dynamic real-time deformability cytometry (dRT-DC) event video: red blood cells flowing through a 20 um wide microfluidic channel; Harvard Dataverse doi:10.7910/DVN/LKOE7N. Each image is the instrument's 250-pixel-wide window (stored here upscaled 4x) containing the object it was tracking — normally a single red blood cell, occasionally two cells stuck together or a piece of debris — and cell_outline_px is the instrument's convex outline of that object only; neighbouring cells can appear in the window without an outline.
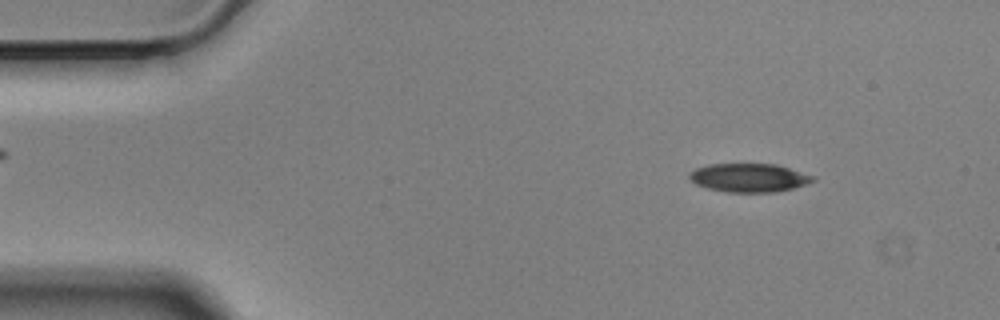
{"species": "Egyptian fruit bat (a non-hibernating species)", "species_latin": "Rousettus aegyptiacus", "temperature_condition": "cold", "stored_images_in_passage": 51, "camera_frame_rate_fps": 3000, "um_per_image_px": 0.085, "animal": {"sex": "male"}, "frame": {"image": 1, "passage_image": 1, "time_ms": 0.0, "image_size_px": [1000, 320], "cell_outline_px": [[816, 180], [808, 184], [796, 188], [776, 192], [728, 192], [708, 188], [696, 184], [688, 176], [688, 172], [696, 168], [708, 164], [776, 164], [816, 176]], "centroid_in_image_um": [63.71, 15.11], "position_along_channel_um": 21.3, "area_um2": 20.75}}
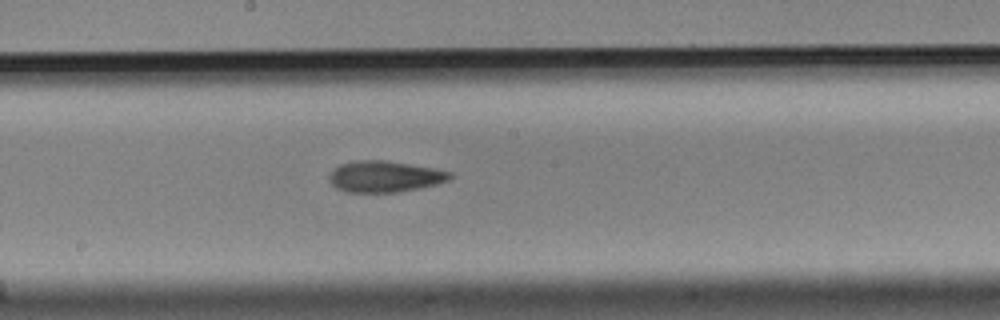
{"frame": {"image": 2, "passage_image": 24, "time_ms": 7.667, "image_size_px": [1000, 320], "cell_outline_px": [[452, 176], [448, 180], [436, 184], [400, 192], [344, 192], [336, 188], [328, 180], [328, 176], [340, 164], [356, 160], [384, 160], [432, 168], [452, 172]], "centroid_in_image_um": [32.67, 15.01], "position_along_channel_um": 215.5, "area_um2": 21.85}}
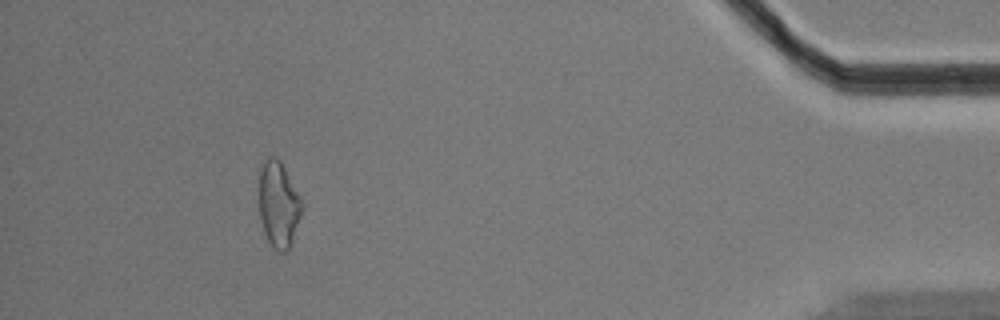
{"frame": {"image": 3, "passage_image": 46, "time_ms": 15.0, "image_size_px": [1000, 320], "cell_outline_px": [[304, 204], [292, 244], [284, 252], [280, 252], [272, 248], [264, 232], [260, 220], [260, 168], [268, 156], [276, 156], [280, 160], [300, 196]], "centroid_in_image_um": [23.69, 17.39], "position_along_channel_um": 411.5, "area_um2": 21.44}, "authors_computed_cell_mechanics": {"area_um2": 21.675, "velocity_mm_per_s": 3.5019, "shape_relaxation_time_tau1_ms": 3.535, "shape_relaxation_time_tau2_ms": 7.7255, "deformation_change_tau1": 0.1382, "deformation_change_tau2": 0.1859}}